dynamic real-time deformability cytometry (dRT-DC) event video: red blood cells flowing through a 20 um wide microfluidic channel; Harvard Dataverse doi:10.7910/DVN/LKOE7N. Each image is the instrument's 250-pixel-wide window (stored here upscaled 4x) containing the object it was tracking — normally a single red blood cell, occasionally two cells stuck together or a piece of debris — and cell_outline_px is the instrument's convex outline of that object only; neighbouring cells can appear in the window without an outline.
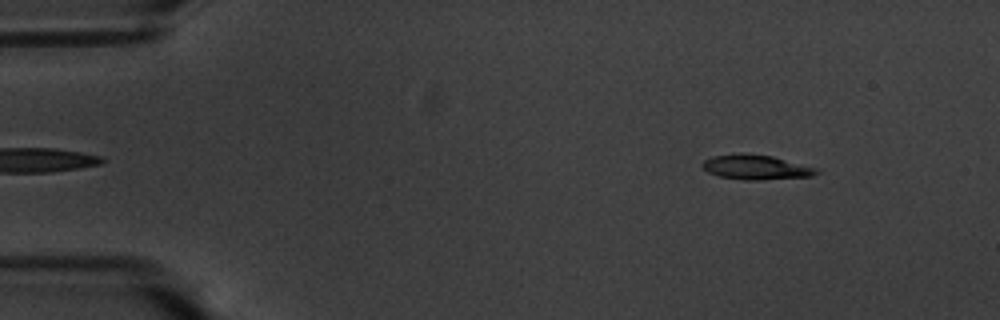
{"species": "common noctule bat (a hibernating species)", "species_latin": "Nyctalus noctula", "temperature_condition": "warm", "stored_images_in_passage": 53, "camera_frame_rate_fps": 3000, "um_per_image_px": 0.085, "animal": {"sex": "male", "body_mass_g": 20.1, "forearm_length_mm": 53.5}, "frame": {"image": 1, "passage_image": 3, "time_ms": 0.667, "image_size_px": [1000, 320], "cell_outline_px": [[820, 172], [812, 176], [760, 180], [744, 180], [720, 176], [708, 172], [700, 164], [704, 160], [712, 156], [772, 156], [820, 168]], "centroid_in_image_um": [64.35, 14.26], "position_along_channel_um": 20.6, "area_um2": 15.78}}
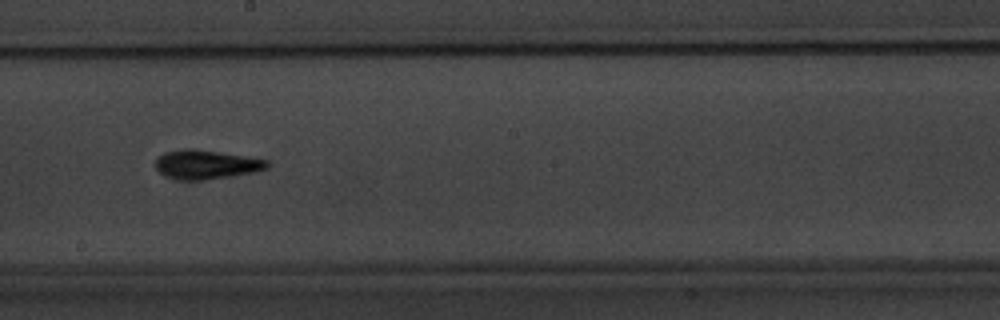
{"frame": {"image": 2, "passage_image": 28, "time_ms": 9.0, "image_size_px": [1000, 320], "cell_outline_px": [[272, 164], [268, 168], [256, 172], [204, 180], [184, 180], [168, 176], [160, 172], [152, 164], [156, 156], [164, 152], [188, 148], [192, 148], [220, 152], [268, 160]], "centroid_in_image_um": [17.52, 13.97], "position_along_channel_um": 230.7, "area_um2": 19.07}}
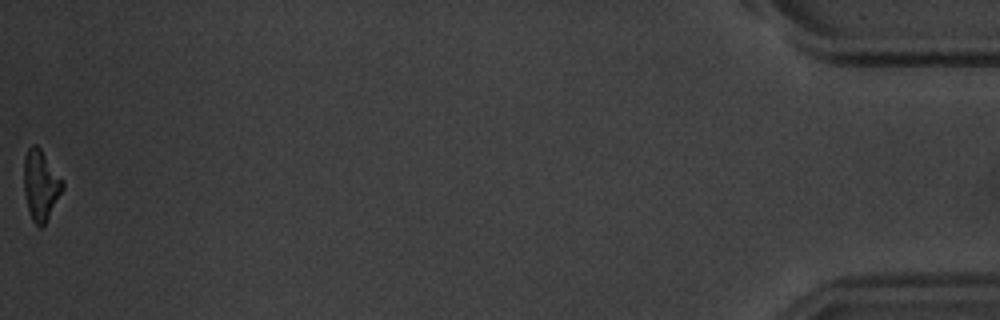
{"frame": {"image": 3, "passage_image": 53, "time_ms": 17.333, "image_size_px": [1000, 320], "cell_outline_px": [[64, 188], [44, 224], [40, 228], [32, 220], [28, 208], [24, 192], [24, 156], [28, 148], [32, 144], [36, 144], [40, 148], [64, 180]], "centroid_in_image_um": [3.46, 15.69], "position_along_channel_um": 431.7, "area_um2": 15.78}, "authors_computed_cell_mechanics": {"area_um2": 16.7042, "velocity_mm_per_s": 3.57, "shape_relaxation_time_tau1_ms": 2.8434, "shape_relaxation_time_tau2_ms": 6.7906, "deformation_change_tau1": 0.1457, "deformation_change_tau2": 0.1752}}